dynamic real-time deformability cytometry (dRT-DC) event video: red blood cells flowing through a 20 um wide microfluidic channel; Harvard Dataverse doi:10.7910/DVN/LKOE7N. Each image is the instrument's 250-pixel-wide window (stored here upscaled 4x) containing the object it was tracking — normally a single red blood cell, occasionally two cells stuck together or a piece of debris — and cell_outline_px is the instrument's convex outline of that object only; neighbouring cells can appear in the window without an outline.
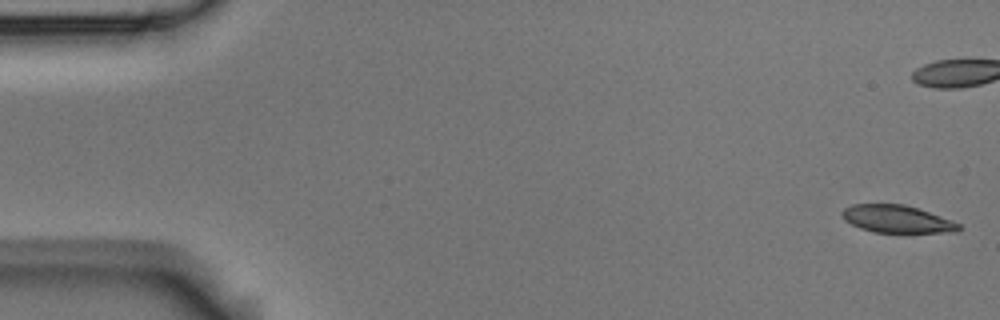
{"species": "Egyptian fruit bat (a non-hibernating species)", "species_latin": "Rousettus aegyptiacus", "temperature_condition": "room temperature", "stored_images_in_passage": 4, "camera_frame_rate_fps": 3000, "um_per_image_px": 0.085, "animal": {"sex": "male"}, "frame": {"image": 1, "passage_image": 1, "time_ms": 0.0, "image_size_px": [1000, 320], "cell_outline_px": [[960, 228], [956, 232], [872, 232], [860, 228], [844, 220], [840, 216], [840, 212], [844, 208], [852, 204], [904, 204], [952, 220], [960, 224]], "centroid_in_image_um": [76.18, 18.61], "position_along_channel_um": 8.8, "area_um2": 18.61}}